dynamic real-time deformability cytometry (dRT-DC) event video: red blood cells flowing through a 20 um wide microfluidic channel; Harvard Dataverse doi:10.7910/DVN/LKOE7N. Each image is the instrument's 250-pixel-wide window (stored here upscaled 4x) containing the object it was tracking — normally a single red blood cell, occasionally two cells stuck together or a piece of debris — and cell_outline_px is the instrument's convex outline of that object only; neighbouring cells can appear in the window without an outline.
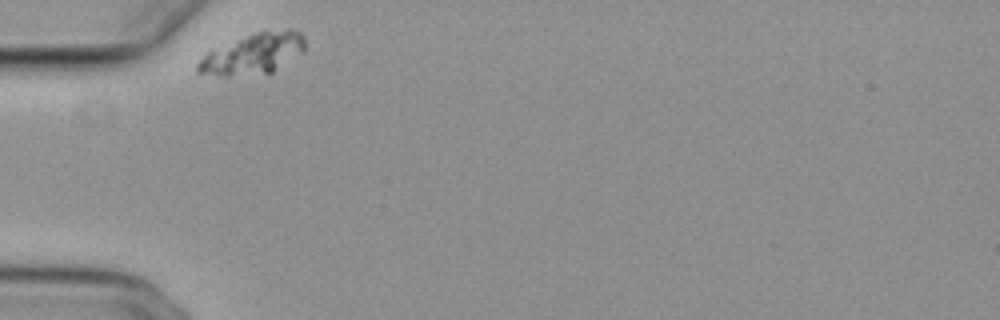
{"species": "common noctule bat (a hibernating species)", "species_latin": "Nyctalus noctula", "temperature_condition": "cold", "stored_images_in_passage": 32, "camera_frame_rate_fps": 3000, "um_per_image_px": 0.085, "animal": {"sex": "female", "body_mass_g": 29.2, "forearm_length_mm": 56.3}, "frame": {"image": 1, "passage_image": 1, "time_ms": 0.0, "image_size_px": [1000, 320], "cell_outline_px": [[304, 52], [272, 72], [228, 76], [220, 76], [196, 72], [196, 64], [208, 52], [264, 28], [292, 28], [300, 32], [304, 36]], "centroid_in_image_um": [21.59, 4.53], "position_along_channel_um": 63.4, "area_um2": 25.49}}
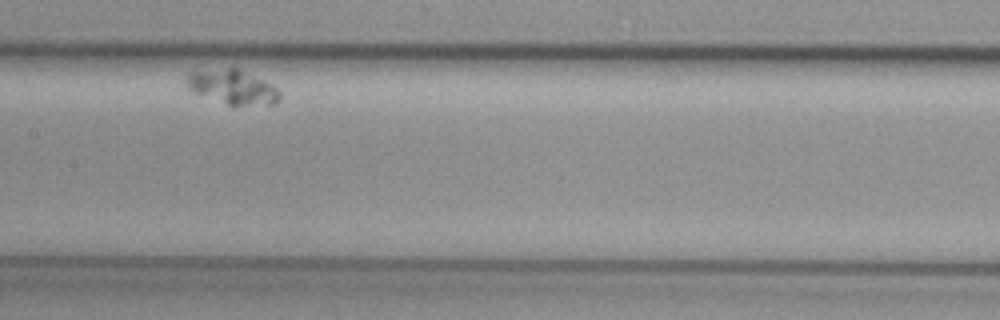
{"frame": {"image": 2, "passage_image": 14, "time_ms": 4.333, "image_size_px": [1000, 320], "cell_outline_px": [[280, 100], [272, 104], [232, 108], [192, 92], [188, 88], [184, 80], [184, 76], [188, 72], [228, 68], [236, 68], [264, 80], [272, 84], [280, 92]], "centroid_in_image_um": [19.73, 7.45], "position_along_channel_um": 187.7, "area_um2": 19.36}}
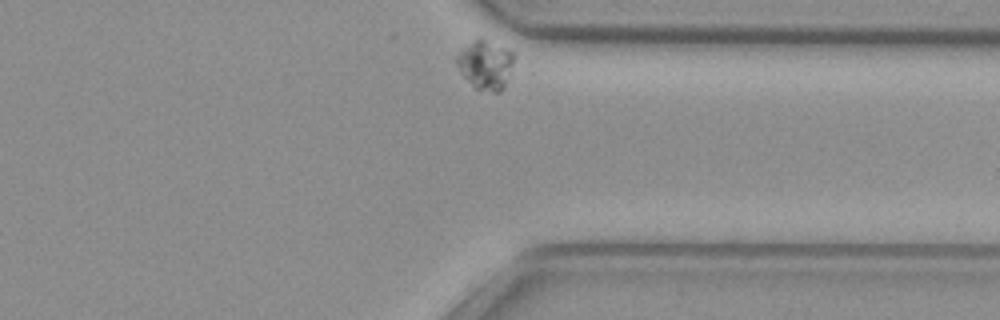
{"frame": {"image": 3, "passage_image": 32, "time_ms": 10.333, "image_size_px": [1000, 320], "cell_outline_px": [[512, 64], [504, 84], [500, 92], [492, 92], [476, 88], [464, 76], [456, 64], [456, 56], [460, 48], [464, 44], [476, 36], [480, 36], [508, 48], [512, 52]], "centroid_in_image_um": [41.21, 5.41], "position_along_channel_um": 370.2, "area_um2": 16.42}}